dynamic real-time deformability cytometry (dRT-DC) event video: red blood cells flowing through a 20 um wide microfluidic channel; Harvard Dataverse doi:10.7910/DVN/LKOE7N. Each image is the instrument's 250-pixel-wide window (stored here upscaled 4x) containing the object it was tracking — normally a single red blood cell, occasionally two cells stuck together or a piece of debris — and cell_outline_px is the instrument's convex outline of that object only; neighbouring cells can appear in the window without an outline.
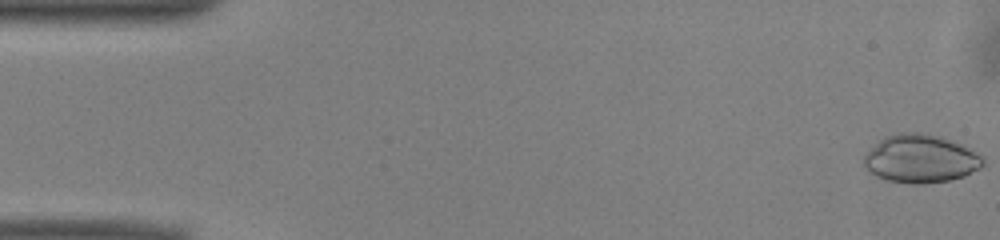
{"species": "common noctule bat (a hibernating species)", "species_latin": "Nyctalus noctula", "temperature_condition": "warm", "stored_images_in_passage": 51, "camera_frame_rate_fps": 3000, "um_per_image_px": 0.085, "animal": {"sex": "male", "body_mass_g": 13.0, "forearm_length_mm": 53.1}, "frame": {"image": 1, "passage_image": 1, "time_ms": 0.0, "image_size_px": [1000, 240], "cell_outline_px": [[984, 164], [980, 168], [964, 176], [948, 180], [924, 184], [912, 184], [888, 180], [876, 176], [864, 164], [864, 156], [884, 136], [904, 132], [920, 132], [940, 136], [960, 144], [984, 156]], "centroid_in_image_um": [78.28, 13.49], "position_along_channel_um": 6.7, "area_um2": 33.18}}
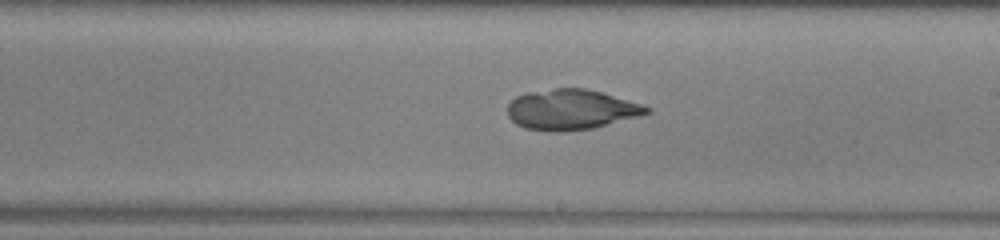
{"frame": {"image": 2, "passage_image": 29, "time_ms": 9.333, "image_size_px": [1000, 240], "cell_outline_px": [[652, 112], [592, 128], [564, 132], [552, 132], [524, 128], [516, 124], [508, 116], [508, 104], [516, 96], [528, 92], [556, 88], [584, 88], [600, 92], [640, 104], [652, 108]], "centroid_in_image_um": [48.5, 9.32], "position_along_channel_um": 240.5, "area_um2": 32.43}}
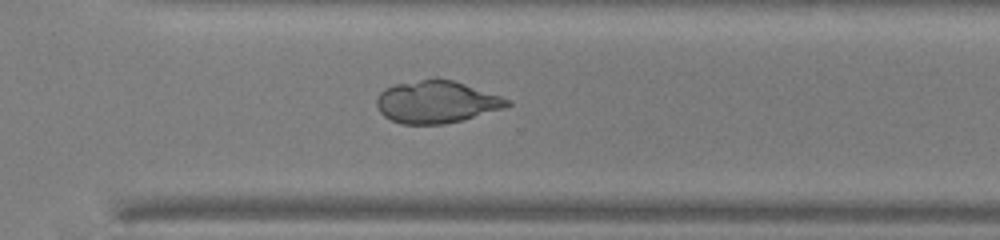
{"frame": {"image": 3, "passage_image": 36, "time_ms": 11.667, "image_size_px": [1000, 240], "cell_outline_px": [[512, 104], [504, 108], [460, 120], [444, 124], [404, 124], [392, 120], [384, 116], [380, 112], [376, 104], [376, 100], [380, 92], [384, 88], [396, 84], [420, 80], [452, 80], [512, 100]], "centroid_in_image_um": [37.08, 8.68], "position_along_channel_um": 333.5, "area_um2": 31.56}}